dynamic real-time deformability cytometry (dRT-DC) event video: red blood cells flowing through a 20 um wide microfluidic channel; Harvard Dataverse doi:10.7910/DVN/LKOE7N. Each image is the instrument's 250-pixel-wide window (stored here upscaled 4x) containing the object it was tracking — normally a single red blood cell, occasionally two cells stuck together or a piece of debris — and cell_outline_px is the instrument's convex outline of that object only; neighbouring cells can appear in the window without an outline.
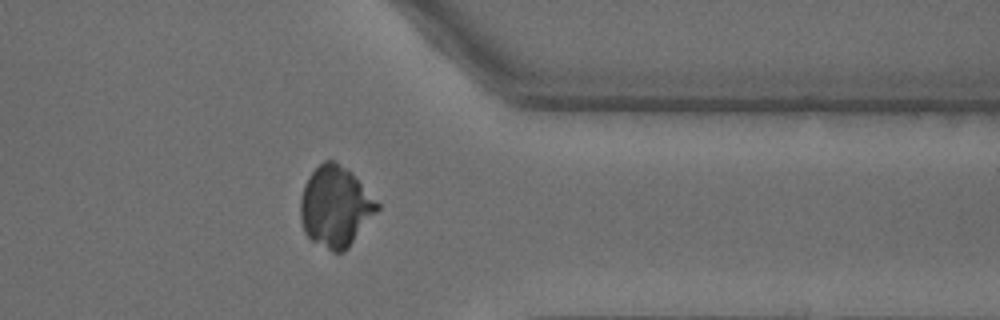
{"species": "common noctule bat (a hibernating species)", "species_latin": "Nyctalus noctula", "temperature_condition": "warm", "stored_images_in_passage": 32, "camera_frame_rate_fps": 3000, "um_per_image_px": 0.085, "animal": {"sex": "male", "body_mass_g": 18.8}, "frame": {"image": 1, "passage_image": 26, "time_ms": 8.333, "image_size_px": [1000, 320], "cell_outline_px": [[380, 208], [348, 248], [344, 252], [332, 252], [312, 240], [304, 232], [300, 220], [300, 196], [304, 184], [308, 176], [324, 160], [332, 160], [344, 168], [380, 204]], "centroid_in_image_um": [28.47, 17.6], "position_along_channel_um": 382.9, "area_um2": 35.55}}